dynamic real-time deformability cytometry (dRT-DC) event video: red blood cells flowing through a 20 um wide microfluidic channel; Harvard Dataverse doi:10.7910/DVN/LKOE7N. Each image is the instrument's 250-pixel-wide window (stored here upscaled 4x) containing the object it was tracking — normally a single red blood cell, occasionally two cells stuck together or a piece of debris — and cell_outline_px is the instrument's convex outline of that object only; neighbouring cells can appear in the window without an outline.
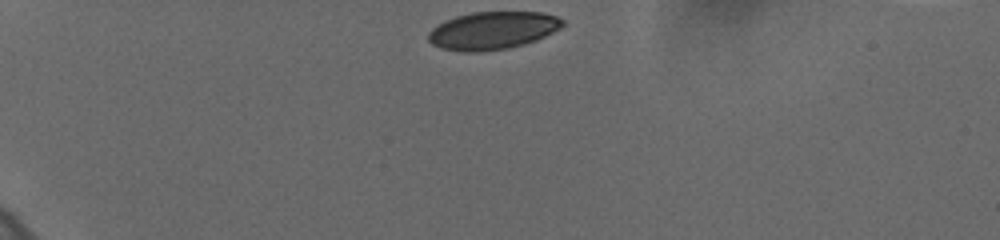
{"species": "human", "species_latin": "Homo sapiens", "temperature_condition": "cold", "stored_images_in_passage": 38, "camera_frame_rate_fps": 3000, "um_per_image_px": 0.085, "donor": {"sex": "female"}, "frame": {"image": 1, "passage_image": 1, "time_ms": 0.0, "image_size_px": [1000, 240], "cell_outline_px": [[564, 24], [560, 28], [536, 40], [524, 44], [508, 48], [484, 52], [464, 52], [440, 48], [432, 44], [428, 40], [428, 32], [432, 28], [456, 16], [472, 12], [540, 12], [556, 16], [564, 20]], "centroid_in_image_um": [41.86, 2.6], "position_along_channel_um": 43.1, "area_um2": 29.48}}
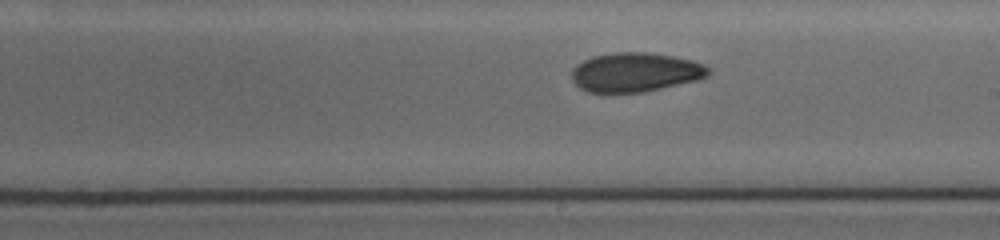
{"frame": {"image": 2, "passage_image": 22, "time_ms": 7.0, "image_size_px": [1000, 240], "cell_outline_px": [[712, 72], [708, 76], [696, 80], [660, 88], [640, 92], [588, 92], [580, 88], [572, 80], [572, 72], [576, 64], [592, 56], [616, 52], [648, 52], [672, 56], [692, 60], [704, 64]], "centroid_in_image_um": [54.0, 6.13], "position_along_channel_um": 235.0, "area_um2": 31.04}}
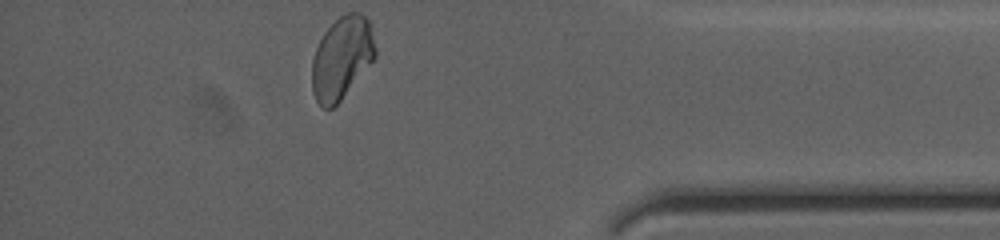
{"frame": {"image": 3, "passage_image": 38, "time_ms": 12.333, "image_size_px": [1000, 240], "cell_outline_px": [[376, 56], [340, 100], [332, 108], [324, 108], [316, 100], [312, 92], [312, 60], [316, 48], [324, 32], [340, 16], [348, 12], [360, 12], [368, 20], [376, 48]], "centroid_in_image_um": [29.04, 4.91], "position_along_channel_um": 406.2, "area_um2": 29.94}, "authors_computed_cell_mechanics": {"area_um2": 31.2409, "velocity_mm_per_s": 3.6232, "shape_relaxation_time_tau1_ms": 4.9593, "shape_relaxation_time_tau2_ms": 3.0198, "deformation_change_tau1": 0.1091, "deformation_change_tau2": 0.0717}}